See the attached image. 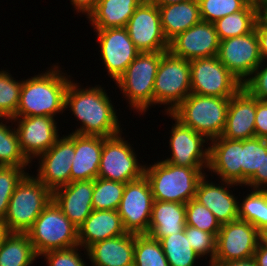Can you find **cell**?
<instances>
[{
	"mask_svg": "<svg viewBox=\"0 0 267 266\" xmlns=\"http://www.w3.org/2000/svg\"><path fill=\"white\" fill-rule=\"evenodd\" d=\"M105 91L99 84L81 88V84L70 80L65 95V109L69 107L68 110L81 124L73 132L107 138L123 131L117 110Z\"/></svg>",
	"mask_w": 267,
	"mask_h": 266,
	"instance_id": "cell-1",
	"label": "cell"
},
{
	"mask_svg": "<svg viewBox=\"0 0 267 266\" xmlns=\"http://www.w3.org/2000/svg\"><path fill=\"white\" fill-rule=\"evenodd\" d=\"M62 71L56 63L45 73H38L34 77L24 79L14 117L38 115L56 118L58 114H63L66 110L65 95L72 78L67 72Z\"/></svg>",
	"mask_w": 267,
	"mask_h": 266,
	"instance_id": "cell-2",
	"label": "cell"
},
{
	"mask_svg": "<svg viewBox=\"0 0 267 266\" xmlns=\"http://www.w3.org/2000/svg\"><path fill=\"white\" fill-rule=\"evenodd\" d=\"M208 167H183L159 160L145 164L144 176L149 182L154 200L188 203L195 198L198 184Z\"/></svg>",
	"mask_w": 267,
	"mask_h": 266,
	"instance_id": "cell-3",
	"label": "cell"
},
{
	"mask_svg": "<svg viewBox=\"0 0 267 266\" xmlns=\"http://www.w3.org/2000/svg\"><path fill=\"white\" fill-rule=\"evenodd\" d=\"M230 98L189 94L171 114L209 141L222 135Z\"/></svg>",
	"mask_w": 267,
	"mask_h": 266,
	"instance_id": "cell-4",
	"label": "cell"
},
{
	"mask_svg": "<svg viewBox=\"0 0 267 266\" xmlns=\"http://www.w3.org/2000/svg\"><path fill=\"white\" fill-rule=\"evenodd\" d=\"M52 200V191L29 173L14 189L3 220L8 233H26Z\"/></svg>",
	"mask_w": 267,
	"mask_h": 266,
	"instance_id": "cell-5",
	"label": "cell"
},
{
	"mask_svg": "<svg viewBox=\"0 0 267 266\" xmlns=\"http://www.w3.org/2000/svg\"><path fill=\"white\" fill-rule=\"evenodd\" d=\"M164 53L140 52L115 81L129 107L139 115L146 114L153 105L154 81Z\"/></svg>",
	"mask_w": 267,
	"mask_h": 266,
	"instance_id": "cell-6",
	"label": "cell"
},
{
	"mask_svg": "<svg viewBox=\"0 0 267 266\" xmlns=\"http://www.w3.org/2000/svg\"><path fill=\"white\" fill-rule=\"evenodd\" d=\"M38 257L59 249L78 246V228L51 200L26 232Z\"/></svg>",
	"mask_w": 267,
	"mask_h": 266,
	"instance_id": "cell-7",
	"label": "cell"
},
{
	"mask_svg": "<svg viewBox=\"0 0 267 266\" xmlns=\"http://www.w3.org/2000/svg\"><path fill=\"white\" fill-rule=\"evenodd\" d=\"M189 94L190 61L166 51L161 57L154 81L153 106L166 105L165 113H171Z\"/></svg>",
	"mask_w": 267,
	"mask_h": 266,
	"instance_id": "cell-8",
	"label": "cell"
},
{
	"mask_svg": "<svg viewBox=\"0 0 267 266\" xmlns=\"http://www.w3.org/2000/svg\"><path fill=\"white\" fill-rule=\"evenodd\" d=\"M137 156L134 147L122 137V132L103 137L98 177L125 184L142 178L145 165L138 163Z\"/></svg>",
	"mask_w": 267,
	"mask_h": 266,
	"instance_id": "cell-9",
	"label": "cell"
},
{
	"mask_svg": "<svg viewBox=\"0 0 267 266\" xmlns=\"http://www.w3.org/2000/svg\"><path fill=\"white\" fill-rule=\"evenodd\" d=\"M191 93L231 98L243 84L219 61L217 56L190 61Z\"/></svg>",
	"mask_w": 267,
	"mask_h": 266,
	"instance_id": "cell-10",
	"label": "cell"
},
{
	"mask_svg": "<svg viewBox=\"0 0 267 266\" xmlns=\"http://www.w3.org/2000/svg\"><path fill=\"white\" fill-rule=\"evenodd\" d=\"M153 201V194L145 176L125 184L117 211L127 233H148Z\"/></svg>",
	"mask_w": 267,
	"mask_h": 266,
	"instance_id": "cell-11",
	"label": "cell"
},
{
	"mask_svg": "<svg viewBox=\"0 0 267 266\" xmlns=\"http://www.w3.org/2000/svg\"><path fill=\"white\" fill-rule=\"evenodd\" d=\"M217 57L244 84L262 62L256 30L221 40Z\"/></svg>",
	"mask_w": 267,
	"mask_h": 266,
	"instance_id": "cell-12",
	"label": "cell"
},
{
	"mask_svg": "<svg viewBox=\"0 0 267 266\" xmlns=\"http://www.w3.org/2000/svg\"><path fill=\"white\" fill-rule=\"evenodd\" d=\"M126 29L140 52H166L169 42L161 27L160 11L150 0H143L130 17Z\"/></svg>",
	"mask_w": 267,
	"mask_h": 266,
	"instance_id": "cell-13",
	"label": "cell"
},
{
	"mask_svg": "<svg viewBox=\"0 0 267 266\" xmlns=\"http://www.w3.org/2000/svg\"><path fill=\"white\" fill-rule=\"evenodd\" d=\"M165 115L170 116L175 123L172 124L169 137L171 157H167L164 161L183 167H208L209 140L190 127L184 126L171 113ZM205 143H208L207 147Z\"/></svg>",
	"mask_w": 267,
	"mask_h": 266,
	"instance_id": "cell-14",
	"label": "cell"
},
{
	"mask_svg": "<svg viewBox=\"0 0 267 266\" xmlns=\"http://www.w3.org/2000/svg\"><path fill=\"white\" fill-rule=\"evenodd\" d=\"M99 52L108 76L116 81L140 51L129 37L126 27L94 29Z\"/></svg>",
	"mask_w": 267,
	"mask_h": 266,
	"instance_id": "cell-15",
	"label": "cell"
},
{
	"mask_svg": "<svg viewBox=\"0 0 267 266\" xmlns=\"http://www.w3.org/2000/svg\"><path fill=\"white\" fill-rule=\"evenodd\" d=\"M74 155V132L71 131L60 136L49 150L37 157L39 166L34 176L51 191L69 184Z\"/></svg>",
	"mask_w": 267,
	"mask_h": 266,
	"instance_id": "cell-16",
	"label": "cell"
},
{
	"mask_svg": "<svg viewBox=\"0 0 267 266\" xmlns=\"http://www.w3.org/2000/svg\"><path fill=\"white\" fill-rule=\"evenodd\" d=\"M20 148L32 163L49 150L60 137L57 121L50 116L13 117ZM17 123V124H16Z\"/></svg>",
	"mask_w": 267,
	"mask_h": 266,
	"instance_id": "cell-17",
	"label": "cell"
},
{
	"mask_svg": "<svg viewBox=\"0 0 267 266\" xmlns=\"http://www.w3.org/2000/svg\"><path fill=\"white\" fill-rule=\"evenodd\" d=\"M259 243L258 230L251 223L236 219L221 225L216 240V261H235L253 257Z\"/></svg>",
	"mask_w": 267,
	"mask_h": 266,
	"instance_id": "cell-18",
	"label": "cell"
},
{
	"mask_svg": "<svg viewBox=\"0 0 267 266\" xmlns=\"http://www.w3.org/2000/svg\"><path fill=\"white\" fill-rule=\"evenodd\" d=\"M220 40L214 23L200 21L169 42V51L180 58L194 59L217 56Z\"/></svg>",
	"mask_w": 267,
	"mask_h": 266,
	"instance_id": "cell-19",
	"label": "cell"
},
{
	"mask_svg": "<svg viewBox=\"0 0 267 266\" xmlns=\"http://www.w3.org/2000/svg\"><path fill=\"white\" fill-rule=\"evenodd\" d=\"M207 176L205 174L200 180L194 199L206 206L221 225L238 219V196L229 188L239 184L224 180L217 184L208 181Z\"/></svg>",
	"mask_w": 267,
	"mask_h": 266,
	"instance_id": "cell-20",
	"label": "cell"
},
{
	"mask_svg": "<svg viewBox=\"0 0 267 266\" xmlns=\"http://www.w3.org/2000/svg\"><path fill=\"white\" fill-rule=\"evenodd\" d=\"M207 172L218 179L242 185V140L218 137L211 141Z\"/></svg>",
	"mask_w": 267,
	"mask_h": 266,
	"instance_id": "cell-21",
	"label": "cell"
},
{
	"mask_svg": "<svg viewBox=\"0 0 267 266\" xmlns=\"http://www.w3.org/2000/svg\"><path fill=\"white\" fill-rule=\"evenodd\" d=\"M94 180L70 182L52 191V200L78 228L93 211Z\"/></svg>",
	"mask_w": 267,
	"mask_h": 266,
	"instance_id": "cell-22",
	"label": "cell"
},
{
	"mask_svg": "<svg viewBox=\"0 0 267 266\" xmlns=\"http://www.w3.org/2000/svg\"><path fill=\"white\" fill-rule=\"evenodd\" d=\"M256 98L244 87L230 98L221 137L245 140L255 137Z\"/></svg>",
	"mask_w": 267,
	"mask_h": 266,
	"instance_id": "cell-23",
	"label": "cell"
},
{
	"mask_svg": "<svg viewBox=\"0 0 267 266\" xmlns=\"http://www.w3.org/2000/svg\"><path fill=\"white\" fill-rule=\"evenodd\" d=\"M135 234L126 233L91 245L84 253L92 266H133Z\"/></svg>",
	"mask_w": 267,
	"mask_h": 266,
	"instance_id": "cell-24",
	"label": "cell"
},
{
	"mask_svg": "<svg viewBox=\"0 0 267 266\" xmlns=\"http://www.w3.org/2000/svg\"><path fill=\"white\" fill-rule=\"evenodd\" d=\"M75 155L71 163V182L95 180L99 174L103 137L74 132Z\"/></svg>",
	"mask_w": 267,
	"mask_h": 266,
	"instance_id": "cell-25",
	"label": "cell"
},
{
	"mask_svg": "<svg viewBox=\"0 0 267 266\" xmlns=\"http://www.w3.org/2000/svg\"><path fill=\"white\" fill-rule=\"evenodd\" d=\"M126 233L117 210H93L78 227V242L84 251L97 242Z\"/></svg>",
	"mask_w": 267,
	"mask_h": 266,
	"instance_id": "cell-26",
	"label": "cell"
},
{
	"mask_svg": "<svg viewBox=\"0 0 267 266\" xmlns=\"http://www.w3.org/2000/svg\"><path fill=\"white\" fill-rule=\"evenodd\" d=\"M186 226V206L178 202L154 200L147 235L155 240L179 233Z\"/></svg>",
	"mask_w": 267,
	"mask_h": 266,
	"instance_id": "cell-27",
	"label": "cell"
},
{
	"mask_svg": "<svg viewBox=\"0 0 267 266\" xmlns=\"http://www.w3.org/2000/svg\"><path fill=\"white\" fill-rule=\"evenodd\" d=\"M158 8L161 27L168 42L201 21L198 0L168 4Z\"/></svg>",
	"mask_w": 267,
	"mask_h": 266,
	"instance_id": "cell-28",
	"label": "cell"
},
{
	"mask_svg": "<svg viewBox=\"0 0 267 266\" xmlns=\"http://www.w3.org/2000/svg\"><path fill=\"white\" fill-rule=\"evenodd\" d=\"M143 0H99L95 10L88 16L94 29L126 27L135 9Z\"/></svg>",
	"mask_w": 267,
	"mask_h": 266,
	"instance_id": "cell-29",
	"label": "cell"
},
{
	"mask_svg": "<svg viewBox=\"0 0 267 266\" xmlns=\"http://www.w3.org/2000/svg\"><path fill=\"white\" fill-rule=\"evenodd\" d=\"M36 258L26 233H8L0 244V266H31Z\"/></svg>",
	"mask_w": 267,
	"mask_h": 266,
	"instance_id": "cell-30",
	"label": "cell"
},
{
	"mask_svg": "<svg viewBox=\"0 0 267 266\" xmlns=\"http://www.w3.org/2000/svg\"><path fill=\"white\" fill-rule=\"evenodd\" d=\"M257 5L248 3L242 10L214 22L219 40L248 34L255 29Z\"/></svg>",
	"mask_w": 267,
	"mask_h": 266,
	"instance_id": "cell-31",
	"label": "cell"
},
{
	"mask_svg": "<svg viewBox=\"0 0 267 266\" xmlns=\"http://www.w3.org/2000/svg\"><path fill=\"white\" fill-rule=\"evenodd\" d=\"M0 119V166L20 168L29 166L30 168L31 162L26 158L20 148L17 132L15 127L12 126L14 124L12 118L0 117ZM9 121L12 124L11 126L7 125L10 123Z\"/></svg>",
	"mask_w": 267,
	"mask_h": 266,
	"instance_id": "cell-32",
	"label": "cell"
},
{
	"mask_svg": "<svg viewBox=\"0 0 267 266\" xmlns=\"http://www.w3.org/2000/svg\"><path fill=\"white\" fill-rule=\"evenodd\" d=\"M169 266H195L201 258L191 247L185 230L159 240Z\"/></svg>",
	"mask_w": 267,
	"mask_h": 266,
	"instance_id": "cell-33",
	"label": "cell"
},
{
	"mask_svg": "<svg viewBox=\"0 0 267 266\" xmlns=\"http://www.w3.org/2000/svg\"><path fill=\"white\" fill-rule=\"evenodd\" d=\"M239 202L238 218L251 223L259 231L267 226V190H249Z\"/></svg>",
	"mask_w": 267,
	"mask_h": 266,
	"instance_id": "cell-34",
	"label": "cell"
},
{
	"mask_svg": "<svg viewBox=\"0 0 267 266\" xmlns=\"http://www.w3.org/2000/svg\"><path fill=\"white\" fill-rule=\"evenodd\" d=\"M125 183L97 177L92 195L93 210H118Z\"/></svg>",
	"mask_w": 267,
	"mask_h": 266,
	"instance_id": "cell-35",
	"label": "cell"
},
{
	"mask_svg": "<svg viewBox=\"0 0 267 266\" xmlns=\"http://www.w3.org/2000/svg\"><path fill=\"white\" fill-rule=\"evenodd\" d=\"M133 266H169L159 240L147 234H135Z\"/></svg>",
	"mask_w": 267,
	"mask_h": 266,
	"instance_id": "cell-36",
	"label": "cell"
},
{
	"mask_svg": "<svg viewBox=\"0 0 267 266\" xmlns=\"http://www.w3.org/2000/svg\"><path fill=\"white\" fill-rule=\"evenodd\" d=\"M263 152H267V139L254 137L242 140V185L255 173L261 172Z\"/></svg>",
	"mask_w": 267,
	"mask_h": 266,
	"instance_id": "cell-37",
	"label": "cell"
},
{
	"mask_svg": "<svg viewBox=\"0 0 267 266\" xmlns=\"http://www.w3.org/2000/svg\"><path fill=\"white\" fill-rule=\"evenodd\" d=\"M2 70V71H1ZM0 70V117L13 118L16 114L23 80L12 77L7 70ZM15 79V80H14Z\"/></svg>",
	"mask_w": 267,
	"mask_h": 266,
	"instance_id": "cell-38",
	"label": "cell"
},
{
	"mask_svg": "<svg viewBox=\"0 0 267 266\" xmlns=\"http://www.w3.org/2000/svg\"><path fill=\"white\" fill-rule=\"evenodd\" d=\"M185 206L186 225L212 233L217 237L221 224L206 206L200 204L195 199H191Z\"/></svg>",
	"mask_w": 267,
	"mask_h": 266,
	"instance_id": "cell-39",
	"label": "cell"
},
{
	"mask_svg": "<svg viewBox=\"0 0 267 266\" xmlns=\"http://www.w3.org/2000/svg\"><path fill=\"white\" fill-rule=\"evenodd\" d=\"M202 21L214 23L224 16L242 10L246 0H198Z\"/></svg>",
	"mask_w": 267,
	"mask_h": 266,
	"instance_id": "cell-40",
	"label": "cell"
},
{
	"mask_svg": "<svg viewBox=\"0 0 267 266\" xmlns=\"http://www.w3.org/2000/svg\"><path fill=\"white\" fill-rule=\"evenodd\" d=\"M28 168H20L13 166H0V219L4 220L9 200L14 189L21 180L28 174Z\"/></svg>",
	"mask_w": 267,
	"mask_h": 266,
	"instance_id": "cell-41",
	"label": "cell"
},
{
	"mask_svg": "<svg viewBox=\"0 0 267 266\" xmlns=\"http://www.w3.org/2000/svg\"><path fill=\"white\" fill-rule=\"evenodd\" d=\"M186 238L189 239L192 249L202 258L208 257L213 260L216 255V240L217 237L198 228L186 225L185 228ZM208 256V257H207Z\"/></svg>",
	"mask_w": 267,
	"mask_h": 266,
	"instance_id": "cell-42",
	"label": "cell"
},
{
	"mask_svg": "<svg viewBox=\"0 0 267 266\" xmlns=\"http://www.w3.org/2000/svg\"><path fill=\"white\" fill-rule=\"evenodd\" d=\"M83 249L80 245L66 248V249H59V250H52L48 251L41 255L40 258H44L47 266H87L86 261L83 256V253H79ZM81 254V255H80Z\"/></svg>",
	"mask_w": 267,
	"mask_h": 266,
	"instance_id": "cell-43",
	"label": "cell"
},
{
	"mask_svg": "<svg viewBox=\"0 0 267 266\" xmlns=\"http://www.w3.org/2000/svg\"><path fill=\"white\" fill-rule=\"evenodd\" d=\"M264 63L261 62L243 87L258 100L267 101V62Z\"/></svg>",
	"mask_w": 267,
	"mask_h": 266,
	"instance_id": "cell-44",
	"label": "cell"
},
{
	"mask_svg": "<svg viewBox=\"0 0 267 266\" xmlns=\"http://www.w3.org/2000/svg\"><path fill=\"white\" fill-rule=\"evenodd\" d=\"M255 137L267 139V101L256 98Z\"/></svg>",
	"mask_w": 267,
	"mask_h": 266,
	"instance_id": "cell-45",
	"label": "cell"
},
{
	"mask_svg": "<svg viewBox=\"0 0 267 266\" xmlns=\"http://www.w3.org/2000/svg\"><path fill=\"white\" fill-rule=\"evenodd\" d=\"M244 186L256 190H267V152H263L261 172H255Z\"/></svg>",
	"mask_w": 267,
	"mask_h": 266,
	"instance_id": "cell-46",
	"label": "cell"
},
{
	"mask_svg": "<svg viewBox=\"0 0 267 266\" xmlns=\"http://www.w3.org/2000/svg\"><path fill=\"white\" fill-rule=\"evenodd\" d=\"M256 34L259 41V51L262 61L267 60V29L257 20L255 25Z\"/></svg>",
	"mask_w": 267,
	"mask_h": 266,
	"instance_id": "cell-47",
	"label": "cell"
},
{
	"mask_svg": "<svg viewBox=\"0 0 267 266\" xmlns=\"http://www.w3.org/2000/svg\"><path fill=\"white\" fill-rule=\"evenodd\" d=\"M99 0H70L72 7L77 13H82L88 18V16L95 10Z\"/></svg>",
	"mask_w": 267,
	"mask_h": 266,
	"instance_id": "cell-48",
	"label": "cell"
},
{
	"mask_svg": "<svg viewBox=\"0 0 267 266\" xmlns=\"http://www.w3.org/2000/svg\"><path fill=\"white\" fill-rule=\"evenodd\" d=\"M253 258L257 266H267V246L258 243Z\"/></svg>",
	"mask_w": 267,
	"mask_h": 266,
	"instance_id": "cell-49",
	"label": "cell"
},
{
	"mask_svg": "<svg viewBox=\"0 0 267 266\" xmlns=\"http://www.w3.org/2000/svg\"><path fill=\"white\" fill-rule=\"evenodd\" d=\"M222 266H257L253 257L235 260V261H219Z\"/></svg>",
	"mask_w": 267,
	"mask_h": 266,
	"instance_id": "cell-50",
	"label": "cell"
},
{
	"mask_svg": "<svg viewBox=\"0 0 267 266\" xmlns=\"http://www.w3.org/2000/svg\"><path fill=\"white\" fill-rule=\"evenodd\" d=\"M257 20L267 29V3H256Z\"/></svg>",
	"mask_w": 267,
	"mask_h": 266,
	"instance_id": "cell-51",
	"label": "cell"
},
{
	"mask_svg": "<svg viewBox=\"0 0 267 266\" xmlns=\"http://www.w3.org/2000/svg\"><path fill=\"white\" fill-rule=\"evenodd\" d=\"M150 1L156 4L157 6H163V5L193 1V0H150Z\"/></svg>",
	"mask_w": 267,
	"mask_h": 266,
	"instance_id": "cell-52",
	"label": "cell"
},
{
	"mask_svg": "<svg viewBox=\"0 0 267 266\" xmlns=\"http://www.w3.org/2000/svg\"><path fill=\"white\" fill-rule=\"evenodd\" d=\"M259 244L267 246V226L258 231Z\"/></svg>",
	"mask_w": 267,
	"mask_h": 266,
	"instance_id": "cell-53",
	"label": "cell"
},
{
	"mask_svg": "<svg viewBox=\"0 0 267 266\" xmlns=\"http://www.w3.org/2000/svg\"><path fill=\"white\" fill-rule=\"evenodd\" d=\"M7 234H8V231L6 229V226L3 220L0 219V244L2 243V240Z\"/></svg>",
	"mask_w": 267,
	"mask_h": 266,
	"instance_id": "cell-54",
	"label": "cell"
},
{
	"mask_svg": "<svg viewBox=\"0 0 267 266\" xmlns=\"http://www.w3.org/2000/svg\"><path fill=\"white\" fill-rule=\"evenodd\" d=\"M208 263H209V266H222V264L219 261H216L214 259L209 260Z\"/></svg>",
	"mask_w": 267,
	"mask_h": 266,
	"instance_id": "cell-55",
	"label": "cell"
},
{
	"mask_svg": "<svg viewBox=\"0 0 267 266\" xmlns=\"http://www.w3.org/2000/svg\"><path fill=\"white\" fill-rule=\"evenodd\" d=\"M250 4H256L257 0H246Z\"/></svg>",
	"mask_w": 267,
	"mask_h": 266,
	"instance_id": "cell-56",
	"label": "cell"
},
{
	"mask_svg": "<svg viewBox=\"0 0 267 266\" xmlns=\"http://www.w3.org/2000/svg\"><path fill=\"white\" fill-rule=\"evenodd\" d=\"M256 3H267V0H257Z\"/></svg>",
	"mask_w": 267,
	"mask_h": 266,
	"instance_id": "cell-57",
	"label": "cell"
}]
</instances>
